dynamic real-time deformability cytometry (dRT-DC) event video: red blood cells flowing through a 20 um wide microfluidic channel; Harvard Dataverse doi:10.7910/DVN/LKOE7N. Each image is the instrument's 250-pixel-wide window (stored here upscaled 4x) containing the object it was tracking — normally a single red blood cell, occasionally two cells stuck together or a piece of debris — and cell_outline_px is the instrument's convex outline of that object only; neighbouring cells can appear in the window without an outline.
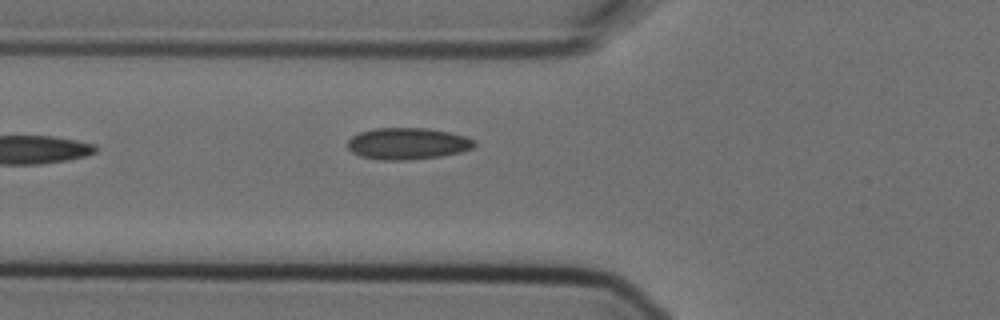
{"species": "Egyptian fruit bat (a non-hibernating species)", "species_latin": "Rousettus aegyptiacus", "temperature_condition": "cold", "stored_images_in_passage": 7, "camera_frame_rate_fps": 3000, "um_per_image_px": 0.085, "animal": {"sex": "female"}, "frame": {"image": 1, "passage_image": 7, "time_ms": 2.0, "image_size_px": [1000, 320], "cell_outline_px": [[476, 144], [472, 148], [460, 152], [440, 156], [408, 160], [380, 160], [360, 156], [352, 152], [348, 148], [348, 140], [352, 136], [360, 132], [372, 128], [428, 128], [448, 132], [464, 136], [472, 140]], "centroid_in_image_um": [34.6, 12.2], "position_along_channel_um": 91.2, "area_um2": 23.29}}